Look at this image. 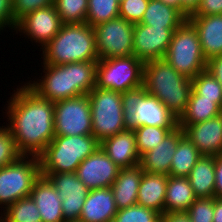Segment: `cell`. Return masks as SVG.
I'll list each match as a JSON object with an SVG mask.
<instances>
[{"label": "cell", "instance_id": "obj_1", "mask_svg": "<svg viewBox=\"0 0 222 222\" xmlns=\"http://www.w3.org/2000/svg\"><path fill=\"white\" fill-rule=\"evenodd\" d=\"M12 93L4 108L7 120L3 124L21 155L39 157L55 136L54 103L40 97L25 82Z\"/></svg>", "mask_w": 222, "mask_h": 222}, {"label": "cell", "instance_id": "obj_2", "mask_svg": "<svg viewBox=\"0 0 222 222\" xmlns=\"http://www.w3.org/2000/svg\"><path fill=\"white\" fill-rule=\"evenodd\" d=\"M43 76L26 84L40 97L53 103L87 95L95 87L97 61L73 62L63 65L40 63Z\"/></svg>", "mask_w": 222, "mask_h": 222}, {"label": "cell", "instance_id": "obj_3", "mask_svg": "<svg viewBox=\"0 0 222 222\" xmlns=\"http://www.w3.org/2000/svg\"><path fill=\"white\" fill-rule=\"evenodd\" d=\"M142 86L178 119L185 112L192 91L191 79L178 73L165 59L144 62Z\"/></svg>", "mask_w": 222, "mask_h": 222}, {"label": "cell", "instance_id": "obj_4", "mask_svg": "<svg viewBox=\"0 0 222 222\" xmlns=\"http://www.w3.org/2000/svg\"><path fill=\"white\" fill-rule=\"evenodd\" d=\"M42 63L63 65L98 61L93 27L85 23L63 24L60 31L42 49Z\"/></svg>", "mask_w": 222, "mask_h": 222}, {"label": "cell", "instance_id": "obj_5", "mask_svg": "<svg viewBox=\"0 0 222 222\" xmlns=\"http://www.w3.org/2000/svg\"><path fill=\"white\" fill-rule=\"evenodd\" d=\"M100 142L92 135H55L39 156L41 174L75 172L80 163L93 154Z\"/></svg>", "mask_w": 222, "mask_h": 222}, {"label": "cell", "instance_id": "obj_6", "mask_svg": "<svg viewBox=\"0 0 222 222\" xmlns=\"http://www.w3.org/2000/svg\"><path fill=\"white\" fill-rule=\"evenodd\" d=\"M124 125L128 130L139 126L178 127V118L143 86L122 93Z\"/></svg>", "mask_w": 222, "mask_h": 222}, {"label": "cell", "instance_id": "obj_7", "mask_svg": "<svg viewBox=\"0 0 222 222\" xmlns=\"http://www.w3.org/2000/svg\"><path fill=\"white\" fill-rule=\"evenodd\" d=\"M164 59L178 73L191 80L206 70L207 60L197 30L188 19L174 31Z\"/></svg>", "mask_w": 222, "mask_h": 222}, {"label": "cell", "instance_id": "obj_8", "mask_svg": "<svg viewBox=\"0 0 222 222\" xmlns=\"http://www.w3.org/2000/svg\"><path fill=\"white\" fill-rule=\"evenodd\" d=\"M40 176V160L36 156L21 155L9 165L0 167L1 212L19 199L30 196L34 182Z\"/></svg>", "mask_w": 222, "mask_h": 222}, {"label": "cell", "instance_id": "obj_9", "mask_svg": "<svg viewBox=\"0 0 222 222\" xmlns=\"http://www.w3.org/2000/svg\"><path fill=\"white\" fill-rule=\"evenodd\" d=\"M92 118V135L104 139L127 130L124 125L122 93L94 87L88 94Z\"/></svg>", "mask_w": 222, "mask_h": 222}, {"label": "cell", "instance_id": "obj_10", "mask_svg": "<svg viewBox=\"0 0 222 222\" xmlns=\"http://www.w3.org/2000/svg\"><path fill=\"white\" fill-rule=\"evenodd\" d=\"M144 62L134 55L99 59L95 87L124 93L143 85Z\"/></svg>", "mask_w": 222, "mask_h": 222}, {"label": "cell", "instance_id": "obj_11", "mask_svg": "<svg viewBox=\"0 0 222 222\" xmlns=\"http://www.w3.org/2000/svg\"><path fill=\"white\" fill-rule=\"evenodd\" d=\"M134 26L121 17L94 26L99 59L133 55Z\"/></svg>", "mask_w": 222, "mask_h": 222}, {"label": "cell", "instance_id": "obj_12", "mask_svg": "<svg viewBox=\"0 0 222 222\" xmlns=\"http://www.w3.org/2000/svg\"><path fill=\"white\" fill-rule=\"evenodd\" d=\"M55 135L75 136L92 134V118L88 95L54 103Z\"/></svg>", "mask_w": 222, "mask_h": 222}, {"label": "cell", "instance_id": "obj_13", "mask_svg": "<svg viewBox=\"0 0 222 222\" xmlns=\"http://www.w3.org/2000/svg\"><path fill=\"white\" fill-rule=\"evenodd\" d=\"M63 25L54 5L28 13L17 22L14 32L42 49L60 31ZM27 36V37H26Z\"/></svg>", "mask_w": 222, "mask_h": 222}, {"label": "cell", "instance_id": "obj_14", "mask_svg": "<svg viewBox=\"0 0 222 222\" xmlns=\"http://www.w3.org/2000/svg\"><path fill=\"white\" fill-rule=\"evenodd\" d=\"M178 27H154L137 23L133 29V55L143 61L164 59Z\"/></svg>", "mask_w": 222, "mask_h": 222}, {"label": "cell", "instance_id": "obj_15", "mask_svg": "<svg viewBox=\"0 0 222 222\" xmlns=\"http://www.w3.org/2000/svg\"><path fill=\"white\" fill-rule=\"evenodd\" d=\"M41 175L51 181L61 196L65 222L79 221L89 189L77 178L75 172Z\"/></svg>", "mask_w": 222, "mask_h": 222}, {"label": "cell", "instance_id": "obj_16", "mask_svg": "<svg viewBox=\"0 0 222 222\" xmlns=\"http://www.w3.org/2000/svg\"><path fill=\"white\" fill-rule=\"evenodd\" d=\"M118 167L105 153L98 149L86 157L75 171L77 178L89 189L109 188L116 180Z\"/></svg>", "mask_w": 222, "mask_h": 222}, {"label": "cell", "instance_id": "obj_17", "mask_svg": "<svg viewBox=\"0 0 222 222\" xmlns=\"http://www.w3.org/2000/svg\"><path fill=\"white\" fill-rule=\"evenodd\" d=\"M181 129L202 156L222 154V114Z\"/></svg>", "mask_w": 222, "mask_h": 222}, {"label": "cell", "instance_id": "obj_18", "mask_svg": "<svg viewBox=\"0 0 222 222\" xmlns=\"http://www.w3.org/2000/svg\"><path fill=\"white\" fill-rule=\"evenodd\" d=\"M184 131L178 126L170 131L162 142L140 157V165L144 172L166 174L169 176L173 155L179 139Z\"/></svg>", "mask_w": 222, "mask_h": 222}, {"label": "cell", "instance_id": "obj_19", "mask_svg": "<svg viewBox=\"0 0 222 222\" xmlns=\"http://www.w3.org/2000/svg\"><path fill=\"white\" fill-rule=\"evenodd\" d=\"M30 197L39 209L41 222H65L61 196L48 178L41 175L34 182Z\"/></svg>", "mask_w": 222, "mask_h": 222}, {"label": "cell", "instance_id": "obj_20", "mask_svg": "<svg viewBox=\"0 0 222 222\" xmlns=\"http://www.w3.org/2000/svg\"><path fill=\"white\" fill-rule=\"evenodd\" d=\"M100 147L120 168L132 167L140 164V156L133 130L127 129L104 139L100 143Z\"/></svg>", "mask_w": 222, "mask_h": 222}, {"label": "cell", "instance_id": "obj_21", "mask_svg": "<svg viewBox=\"0 0 222 222\" xmlns=\"http://www.w3.org/2000/svg\"><path fill=\"white\" fill-rule=\"evenodd\" d=\"M118 209L111 187L89 190L85 199L80 222H112Z\"/></svg>", "mask_w": 222, "mask_h": 222}, {"label": "cell", "instance_id": "obj_22", "mask_svg": "<svg viewBox=\"0 0 222 222\" xmlns=\"http://www.w3.org/2000/svg\"><path fill=\"white\" fill-rule=\"evenodd\" d=\"M196 28L201 49L206 60L222 54V14L189 16Z\"/></svg>", "mask_w": 222, "mask_h": 222}, {"label": "cell", "instance_id": "obj_23", "mask_svg": "<svg viewBox=\"0 0 222 222\" xmlns=\"http://www.w3.org/2000/svg\"><path fill=\"white\" fill-rule=\"evenodd\" d=\"M143 172L140 164L120 168L118 176L111 186L118 210L137 204L139 184Z\"/></svg>", "mask_w": 222, "mask_h": 222}, {"label": "cell", "instance_id": "obj_24", "mask_svg": "<svg viewBox=\"0 0 222 222\" xmlns=\"http://www.w3.org/2000/svg\"><path fill=\"white\" fill-rule=\"evenodd\" d=\"M168 175L143 172L137 196V204L164 214V202Z\"/></svg>", "mask_w": 222, "mask_h": 222}, {"label": "cell", "instance_id": "obj_25", "mask_svg": "<svg viewBox=\"0 0 222 222\" xmlns=\"http://www.w3.org/2000/svg\"><path fill=\"white\" fill-rule=\"evenodd\" d=\"M196 199L188 177L168 176L164 213L187 212Z\"/></svg>", "mask_w": 222, "mask_h": 222}, {"label": "cell", "instance_id": "obj_26", "mask_svg": "<svg viewBox=\"0 0 222 222\" xmlns=\"http://www.w3.org/2000/svg\"><path fill=\"white\" fill-rule=\"evenodd\" d=\"M188 179L196 198L214 197L215 157L201 156L192 168Z\"/></svg>", "mask_w": 222, "mask_h": 222}, {"label": "cell", "instance_id": "obj_27", "mask_svg": "<svg viewBox=\"0 0 222 222\" xmlns=\"http://www.w3.org/2000/svg\"><path fill=\"white\" fill-rule=\"evenodd\" d=\"M220 114H222V108L215 99L201 98L192 90L186 110L178 119V126L182 128L184 125H193Z\"/></svg>", "mask_w": 222, "mask_h": 222}, {"label": "cell", "instance_id": "obj_28", "mask_svg": "<svg viewBox=\"0 0 222 222\" xmlns=\"http://www.w3.org/2000/svg\"><path fill=\"white\" fill-rule=\"evenodd\" d=\"M186 19L177 8L159 0H149L140 23L154 27H179Z\"/></svg>", "mask_w": 222, "mask_h": 222}, {"label": "cell", "instance_id": "obj_29", "mask_svg": "<svg viewBox=\"0 0 222 222\" xmlns=\"http://www.w3.org/2000/svg\"><path fill=\"white\" fill-rule=\"evenodd\" d=\"M201 156L197 147L184 134L178 141L169 176L188 177Z\"/></svg>", "mask_w": 222, "mask_h": 222}, {"label": "cell", "instance_id": "obj_30", "mask_svg": "<svg viewBox=\"0 0 222 222\" xmlns=\"http://www.w3.org/2000/svg\"><path fill=\"white\" fill-rule=\"evenodd\" d=\"M0 222H41V217L36 203L28 196L0 212Z\"/></svg>", "mask_w": 222, "mask_h": 222}, {"label": "cell", "instance_id": "obj_31", "mask_svg": "<svg viewBox=\"0 0 222 222\" xmlns=\"http://www.w3.org/2000/svg\"><path fill=\"white\" fill-rule=\"evenodd\" d=\"M119 0H88L86 23L92 27L119 17Z\"/></svg>", "mask_w": 222, "mask_h": 222}, {"label": "cell", "instance_id": "obj_32", "mask_svg": "<svg viewBox=\"0 0 222 222\" xmlns=\"http://www.w3.org/2000/svg\"><path fill=\"white\" fill-rule=\"evenodd\" d=\"M53 5L63 24L86 22L88 0H53Z\"/></svg>", "mask_w": 222, "mask_h": 222}, {"label": "cell", "instance_id": "obj_33", "mask_svg": "<svg viewBox=\"0 0 222 222\" xmlns=\"http://www.w3.org/2000/svg\"><path fill=\"white\" fill-rule=\"evenodd\" d=\"M175 128H160L156 126H139L133 129L139 156L155 148L165 136Z\"/></svg>", "mask_w": 222, "mask_h": 222}, {"label": "cell", "instance_id": "obj_34", "mask_svg": "<svg viewBox=\"0 0 222 222\" xmlns=\"http://www.w3.org/2000/svg\"><path fill=\"white\" fill-rule=\"evenodd\" d=\"M192 90L201 98L215 99L222 108V87L208 71L200 72L191 80Z\"/></svg>", "mask_w": 222, "mask_h": 222}, {"label": "cell", "instance_id": "obj_35", "mask_svg": "<svg viewBox=\"0 0 222 222\" xmlns=\"http://www.w3.org/2000/svg\"><path fill=\"white\" fill-rule=\"evenodd\" d=\"M161 215L153 209L136 204L119 209L112 222H161Z\"/></svg>", "mask_w": 222, "mask_h": 222}, {"label": "cell", "instance_id": "obj_36", "mask_svg": "<svg viewBox=\"0 0 222 222\" xmlns=\"http://www.w3.org/2000/svg\"><path fill=\"white\" fill-rule=\"evenodd\" d=\"M20 156L11 132L5 124L0 126V167L9 165Z\"/></svg>", "mask_w": 222, "mask_h": 222}, {"label": "cell", "instance_id": "obj_37", "mask_svg": "<svg viewBox=\"0 0 222 222\" xmlns=\"http://www.w3.org/2000/svg\"><path fill=\"white\" fill-rule=\"evenodd\" d=\"M148 3L149 0H121L119 4V17L132 24L140 23Z\"/></svg>", "mask_w": 222, "mask_h": 222}, {"label": "cell", "instance_id": "obj_38", "mask_svg": "<svg viewBox=\"0 0 222 222\" xmlns=\"http://www.w3.org/2000/svg\"><path fill=\"white\" fill-rule=\"evenodd\" d=\"M187 214L191 222H213L214 197L197 198L189 207Z\"/></svg>", "mask_w": 222, "mask_h": 222}, {"label": "cell", "instance_id": "obj_39", "mask_svg": "<svg viewBox=\"0 0 222 222\" xmlns=\"http://www.w3.org/2000/svg\"><path fill=\"white\" fill-rule=\"evenodd\" d=\"M53 4V0H12L13 18L16 22L37 9Z\"/></svg>", "mask_w": 222, "mask_h": 222}, {"label": "cell", "instance_id": "obj_40", "mask_svg": "<svg viewBox=\"0 0 222 222\" xmlns=\"http://www.w3.org/2000/svg\"><path fill=\"white\" fill-rule=\"evenodd\" d=\"M17 22L13 18L12 0H0V34L5 28L14 32Z\"/></svg>", "mask_w": 222, "mask_h": 222}, {"label": "cell", "instance_id": "obj_41", "mask_svg": "<svg viewBox=\"0 0 222 222\" xmlns=\"http://www.w3.org/2000/svg\"><path fill=\"white\" fill-rule=\"evenodd\" d=\"M222 14V0H201L196 11L190 16Z\"/></svg>", "mask_w": 222, "mask_h": 222}, {"label": "cell", "instance_id": "obj_42", "mask_svg": "<svg viewBox=\"0 0 222 222\" xmlns=\"http://www.w3.org/2000/svg\"><path fill=\"white\" fill-rule=\"evenodd\" d=\"M206 71L215 77L222 87V54L207 60Z\"/></svg>", "mask_w": 222, "mask_h": 222}, {"label": "cell", "instance_id": "obj_43", "mask_svg": "<svg viewBox=\"0 0 222 222\" xmlns=\"http://www.w3.org/2000/svg\"><path fill=\"white\" fill-rule=\"evenodd\" d=\"M215 198H222V154L215 156Z\"/></svg>", "mask_w": 222, "mask_h": 222}, {"label": "cell", "instance_id": "obj_44", "mask_svg": "<svg viewBox=\"0 0 222 222\" xmlns=\"http://www.w3.org/2000/svg\"><path fill=\"white\" fill-rule=\"evenodd\" d=\"M161 222H191L187 212H171L161 215Z\"/></svg>", "mask_w": 222, "mask_h": 222}, {"label": "cell", "instance_id": "obj_45", "mask_svg": "<svg viewBox=\"0 0 222 222\" xmlns=\"http://www.w3.org/2000/svg\"><path fill=\"white\" fill-rule=\"evenodd\" d=\"M201 0H181V13L188 18L198 8Z\"/></svg>", "mask_w": 222, "mask_h": 222}, {"label": "cell", "instance_id": "obj_46", "mask_svg": "<svg viewBox=\"0 0 222 222\" xmlns=\"http://www.w3.org/2000/svg\"><path fill=\"white\" fill-rule=\"evenodd\" d=\"M213 222H222V198L214 197Z\"/></svg>", "mask_w": 222, "mask_h": 222}, {"label": "cell", "instance_id": "obj_47", "mask_svg": "<svg viewBox=\"0 0 222 222\" xmlns=\"http://www.w3.org/2000/svg\"><path fill=\"white\" fill-rule=\"evenodd\" d=\"M164 4L177 8L181 12V0H159Z\"/></svg>", "mask_w": 222, "mask_h": 222}]
</instances>
